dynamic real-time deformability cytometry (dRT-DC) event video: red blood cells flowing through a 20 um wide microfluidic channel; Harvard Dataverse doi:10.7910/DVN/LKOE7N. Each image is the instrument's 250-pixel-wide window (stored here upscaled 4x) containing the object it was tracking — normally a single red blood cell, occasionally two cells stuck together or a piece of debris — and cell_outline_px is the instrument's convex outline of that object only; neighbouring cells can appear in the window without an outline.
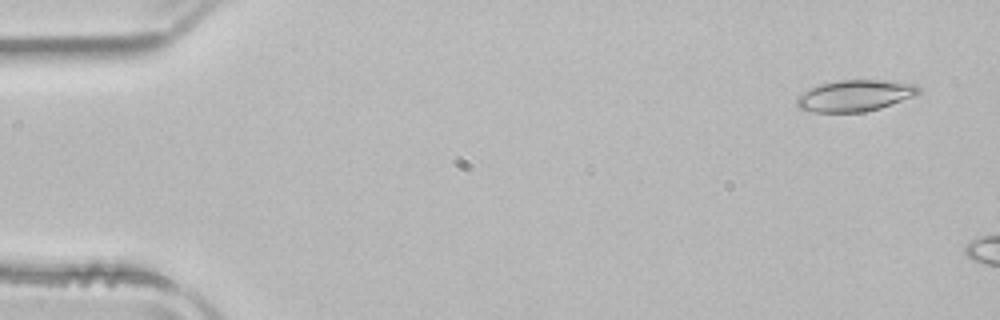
{"species": "common noctule bat (a hibernating species)", "species_latin": "Nyctalus noctula", "temperature_condition": "room temperature", "stored_images_in_passage": 9, "camera_frame_rate_fps": 3000, "um_per_image_px": 0.085, "animal": {"sex": "male", "body_mass_g": 21.5, "forearm_length_mm": 52.0}, "frame": {"image": 1, "passage_image": 1, "time_ms": 0.0, "image_size_px": [1000, 320], "cell_outline_px": [[920, 92], [912, 96], [880, 108], [864, 112], [812, 112], [800, 108], [796, 104], [796, 100], [804, 92], [820, 84], [836, 80], [884, 80], [916, 84], [920, 88]], "centroid_in_image_um": [72.67, 8.13], "position_along_channel_um": 12.3, "area_um2": 22.02}}